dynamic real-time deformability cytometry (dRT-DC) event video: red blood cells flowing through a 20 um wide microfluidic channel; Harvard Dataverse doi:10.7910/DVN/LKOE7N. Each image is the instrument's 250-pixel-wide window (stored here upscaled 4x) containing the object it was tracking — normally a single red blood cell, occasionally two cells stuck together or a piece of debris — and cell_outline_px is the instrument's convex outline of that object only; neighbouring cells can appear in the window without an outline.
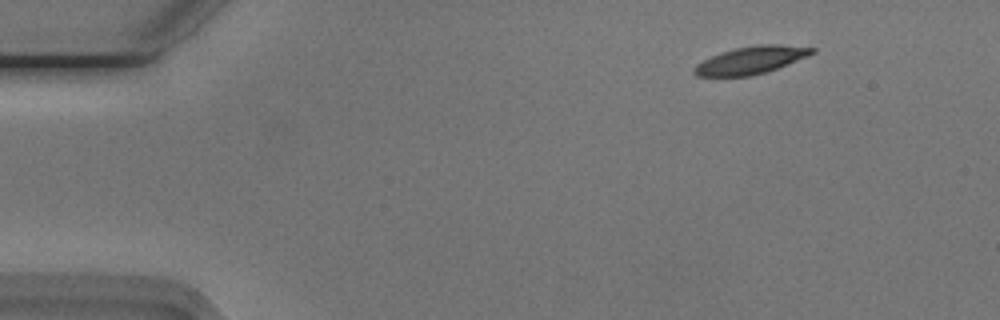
{"species": "Egyptian fruit bat (a non-hibernating species)", "species_latin": "Rousettus aegyptiacus", "temperature_condition": "cold", "stored_images_in_passage": 37, "camera_frame_rate_fps": 3000, "um_per_image_px": 0.085, "animal": {"sex": "male"}, "frame": {"image": 1, "passage_image": 1, "time_ms": 0.0, "image_size_px": [1000, 320], "cell_outline_px": [[816, 52], [808, 56], [776, 68], [752, 76], [696, 76], [692, 72], [692, 68], [696, 64], [720, 52], [736, 48], [756, 44], [780, 44], [816, 48]], "centroid_in_image_um": [63.82, 5.1], "position_along_channel_um": 21.2, "area_um2": 18.84}}
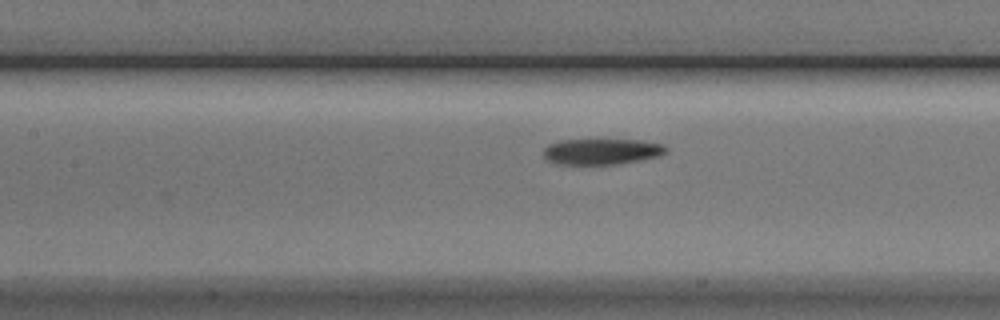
{"frame": {"image": 2, "passage_image": 19, "time_ms": 6.0, "image_size_px": [1000, 320], "cell_outline_px": [[668, 152], [660, 156], [640, 160], [616, 164], [556, 164], [544, 160], [544, 148], [548, 144], [560, 140], [644, 140], [664, 144], [668, 148]], "centroid_in_image_um": [51.16, 12.88], "position_along_channel_um": 156.2, "area_um2": 18.73}}
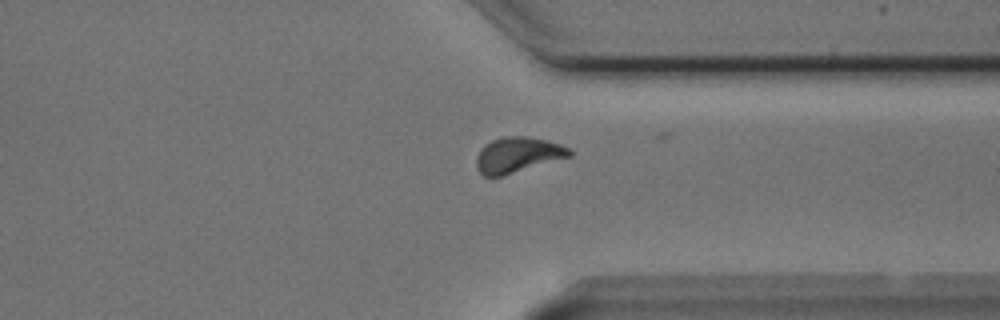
{"frame": {"image": 3, "passage_image": 36, "time_ms": 11.667, "image_size_px": [1000, 320], "cell_outline_px": [[572, 156], [500, 176], [484, 176], [476, 168], [476, 156], [480, 148], [484, 144], [500, 136], [524, 136], [548, 140], [572, 148]], "centroid_in_image_um": [44.0, 13.14], "position_along_channel_um": 367.4, "area_um2": 19.36}, "authors_computed_cell_mechanics": {"area_um2": 19.5942, "velocity_mm_per_s": 3.7342, "shape_relaxation_time_tau1_ms": 3.1373, "shape_relaxation_time_tau2_ms": 3.5319, "deformation_change_tau1": 0.1323, "deformation_change_tau2": 0.0772}}